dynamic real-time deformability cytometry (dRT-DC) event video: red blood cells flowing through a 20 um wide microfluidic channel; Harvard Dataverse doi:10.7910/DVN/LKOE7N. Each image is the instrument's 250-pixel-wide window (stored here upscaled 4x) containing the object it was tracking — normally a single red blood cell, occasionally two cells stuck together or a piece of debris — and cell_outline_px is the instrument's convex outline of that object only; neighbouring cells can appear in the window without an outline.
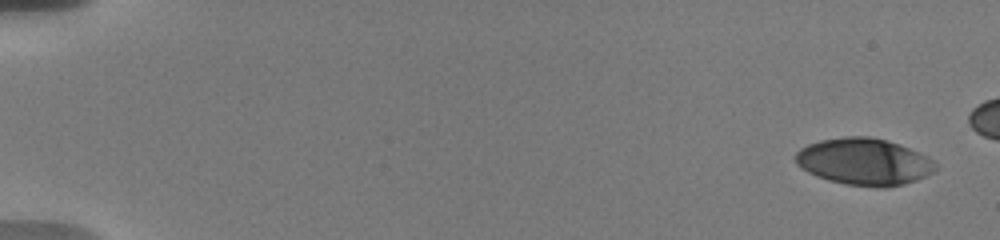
{"species": "human", "species_latin": "Homo sapiens", "temperature_condition": "warm", "stored_images_in_passage": 38, "camera_frame_rate_fps": 3000, "um_per_image_px": 0.085, "donor": {"sex": "male"}, "frame": {"image": 1, "passage_image": 1, "time_ms": 0.0, "image_size_px": [1000, 240], "cell_outline_px": [[936, 168], [932, 172], [916, 180], [904, 184], [884, 188], [876, 188], [848, 184], [828, 180], [816, 176], [800, 168], [796, 164], [796, 152], [800, 148], [808, 144], [820, 140], [844, 136], [868, 136], [884, 140], [908, 148], [932, 160], [936, 164]], "centroid_in_image_um": [73.39, 13.75], "position_along_channel_um": 11.6, "area_um2": 37.92}}
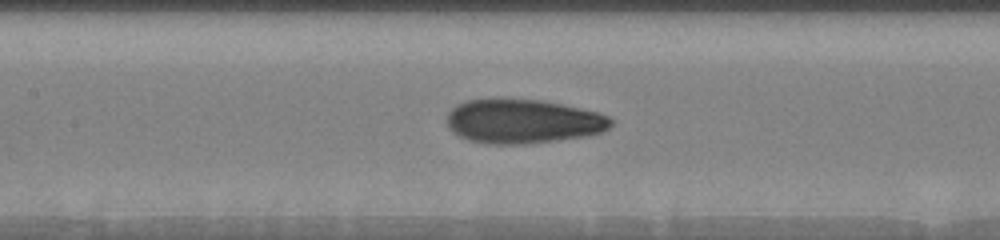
{"frame": {"image": 2, "passage_image": 16, "time_ms": 8.667, "image_size_px": [1000, 240], "cell_outline_px": [[612, 124], [608, 128], [600, 132], [580, 136], [524, 144], [488, 144], [468, 140], [452, 132], [448, 128], [448, 112], [456, 104], [464, 100], [496, 96], [500, 96], [540, 100], [564, 104], [600, 112], [608, 116], [612, 120]], "centroid_in_image_um": [44.38, 10.26], "position_along_channel_um": 163.0, "area_um2": 42.95}}
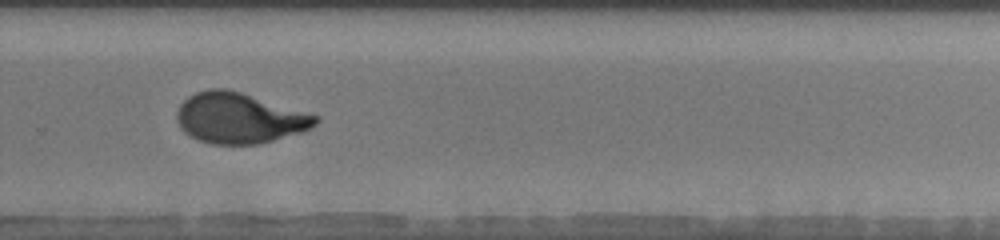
{"frame": {"image": 3, "passage_image": 27, "time_ms": 12.667, "image_size_px": [1000, 240], "cell_outline_px": [[320, 120], [312, 128], [300, 132], [260, 144], [212, 144], [196, 140], [184, 132], [180, 128], [176, 120], [176, 112], [180, 104], [188, 96], [196, 92], [208, 88], [228, 88], [320, 116]], "centroid_in_image_um": [20.32, 10.03], "position_along_channel_um": 309.5, "area_um2": 41.15}}